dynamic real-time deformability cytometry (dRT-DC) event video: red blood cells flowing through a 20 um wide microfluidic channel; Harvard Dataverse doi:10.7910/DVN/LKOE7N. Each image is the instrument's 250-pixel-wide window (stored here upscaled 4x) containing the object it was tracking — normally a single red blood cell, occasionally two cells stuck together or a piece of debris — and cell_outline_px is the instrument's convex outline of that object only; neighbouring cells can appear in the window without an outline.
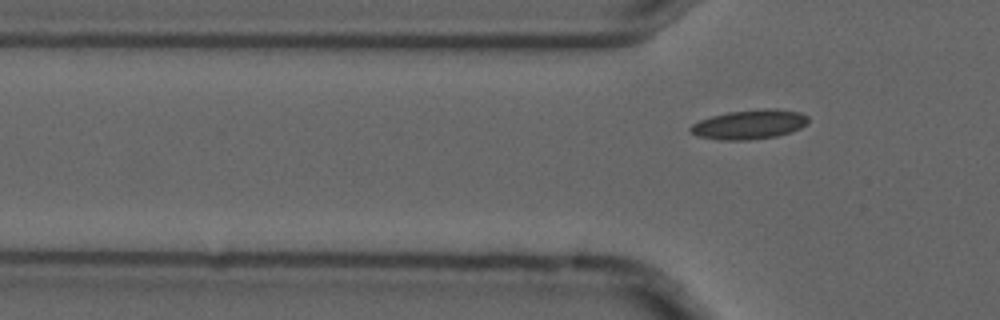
{"species": "common noctule bat (a hibernating species)", "species_latin": "Nyctalus noctula", "temperature_condition": "cold", "stored_images_in_passage": 6, "camera_frame_rate_fps": 3000, "um_per_image_px": 0.085, "animal": {"sex": "male", "forearm_length_mm": 52.5}, "frame": {"image": 1, "passage_image": 6, "time_ms": 1.667, "image_size_px": [1000, 320], "cell_outline_px": [[808, 124], [792, 132], [776, 136], [748, 140], [716, 140], [696, 136], [688, 128], [692, 124], [700, 120], [712, 116], [728, 112], [764, 108], [776, 108], [800, 112], [808, 116]], "centroid_in_image_um": [63.71, 10.57], "position_along_channel_um": 62.1, "area_um2": 20.4}}